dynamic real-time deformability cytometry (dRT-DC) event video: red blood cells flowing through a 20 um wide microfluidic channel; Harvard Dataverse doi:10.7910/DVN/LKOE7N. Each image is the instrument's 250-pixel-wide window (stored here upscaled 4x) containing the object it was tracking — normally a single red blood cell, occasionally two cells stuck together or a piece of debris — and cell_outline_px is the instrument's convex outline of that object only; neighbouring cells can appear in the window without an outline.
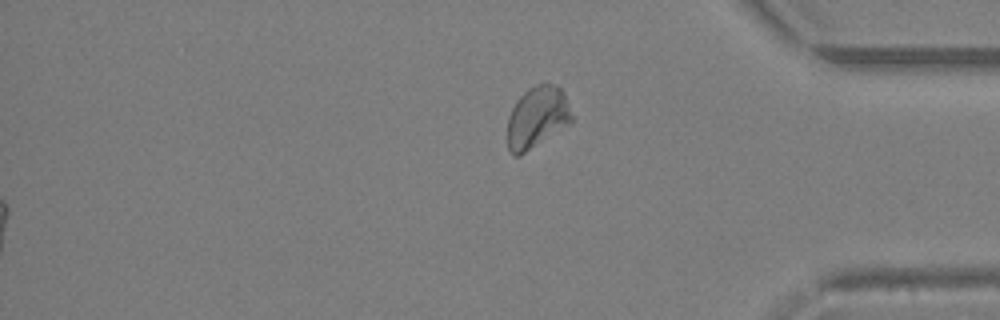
{"species": "Egyptian fruit bat (a non-hibernating species)", "species_latin": "Rousettus aegyptiacus", "temperature_condition": "warm", "stored_images_in_passage": 38, "segment_of_instrument_passage": [2, 2], "camera_frame_rate_fps": 3000, "um_per_image_px": 0.085, "animal": {"sex": "female"}, "frame": {"image": 1, "passage_image": 38, "time_ms": 12.333, "image_size_px": [1000, 320], "cell_outline_px": [[572, 120], [568, 124], [520, 156], [512, 156], [508, 152], [508, 116], [516, 100], [528, 88], [540, 84], [556, 84], [564, 92], [572, 116]], "centroid_in_image_um": [45.62, 9.98], "position_along_channel_um": 389.6, "area_um2": 22.89}}